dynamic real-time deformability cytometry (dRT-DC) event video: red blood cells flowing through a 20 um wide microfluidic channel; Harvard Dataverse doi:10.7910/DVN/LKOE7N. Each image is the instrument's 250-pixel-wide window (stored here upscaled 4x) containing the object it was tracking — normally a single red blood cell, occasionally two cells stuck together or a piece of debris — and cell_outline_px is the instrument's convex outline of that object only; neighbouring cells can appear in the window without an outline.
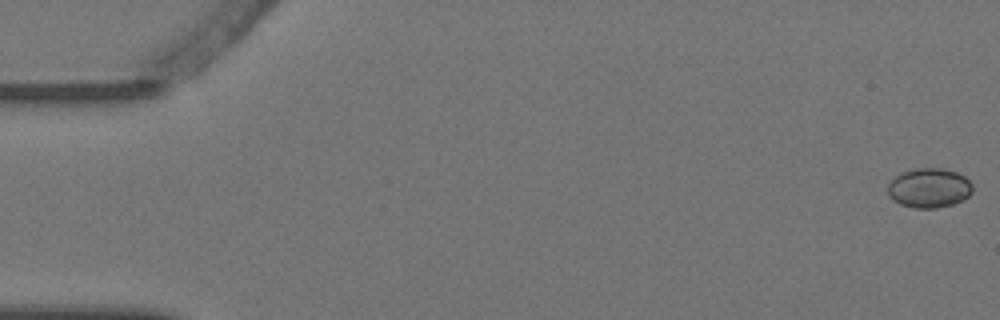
{"species": "Egyptian fruit bat (a non-hibernating species)", "species_latin": "Rousettus aegyptiacus", "temperature_condition": "warm", "stored_images_in_passage": 5, "camera_frame_rate_fps": 3000, "um_per_image_px": 0.085, "animal": {"sex": "female"}, "frame": {"image": 1, "passage_image": 1, "time_ms": 0.0, "image_size_px": [1000, 320], "cell_outline_px": [[972, 192], [964, 200], [952, 204], [936, 208], [916, 208], [900, 204], [888, 196], [888, 184], [900, 172], [916, 168], [944, 168], [956, 172], [964, 176], [972, 184]], "centroid_in_image_um": [78.98, 15.97], "position_along_channel_um": 6.0, "area_um2": 19.59}}
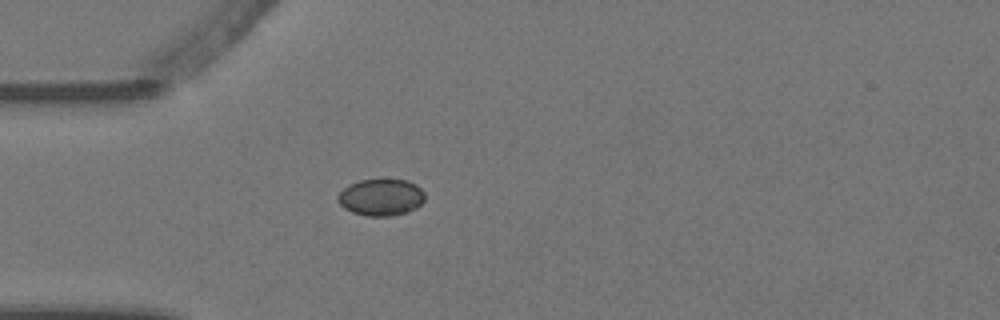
{"frame": {"image": 2, "passage_image": 5, "time_ms": 1.333, "image_size_px": [1000, 320], "cell_outline_px": [[424, 200], [416, 208], [408, 212], [388, 216], [368, 216], [352, 212], [344, 208], [336, 200], [336, 196], [344, 188], [360, 180], [404, 180], [416, 184], [424, 192]], "centroid_in_image_um": [32.38, 16.78], "position_along_channel_um": 52.6, "area_um2": 18.5}}